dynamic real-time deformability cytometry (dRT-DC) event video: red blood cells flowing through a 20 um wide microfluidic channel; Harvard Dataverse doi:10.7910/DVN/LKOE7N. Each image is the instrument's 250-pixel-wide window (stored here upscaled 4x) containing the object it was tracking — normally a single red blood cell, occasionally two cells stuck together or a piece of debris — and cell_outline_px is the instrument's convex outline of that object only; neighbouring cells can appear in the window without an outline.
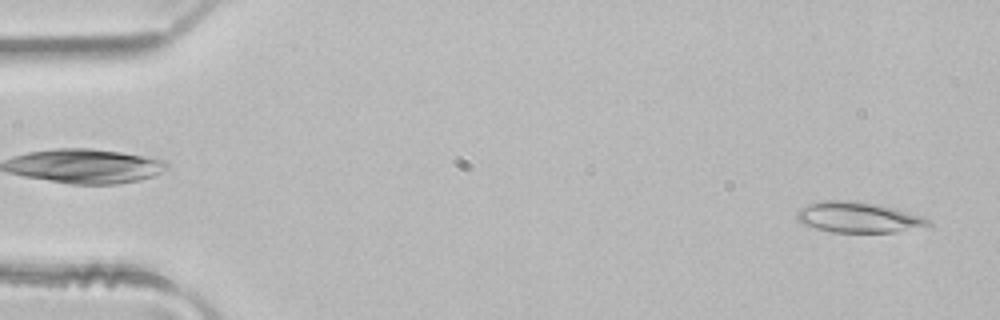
{"species": "common noctule bat (a hibernating species)", "species_latin": "Nyctalus noctula", "temperature_condition": "room temperature", "stored_images_in_passage": 47, "camera_frame_rate_fps": 3000, "um_per_image_px": 0.085, "animal": {"sex": "male", "body_mass_g": 21.5, "forearm_length_mm": 52.0}, "frame": {"image": 1, "passage_image": 1, "time_ms": 0.0, "image_size_px": [1000, 320], "cell_outline_px": [[932, 228], [896, 232], [832, 232], [816, 228], [804, 224], [796, 220], [796, 212], [800, 208], [808, 204], [820, 200], [856, 200], [880, 204], [896, 208], [924, 216], [932, 220]], "centroid_in_image_um": [73.07, 18.47], "position_along_channel_um": 11.9, "area_um2": 24.28}}
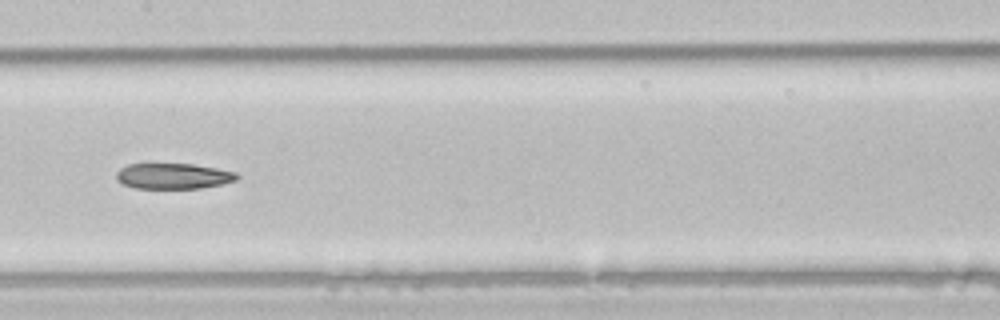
{"frame": {"image": 2, "passage_image": 23, "time_ms": 7.333, "image_size_px": [1000, 320], "cell_outline_px": [[240, 176], [236, 180], [220, 184], [200, 188], [136, 188], [124, 184], [116, 176], [116, 172], [120, 168], [128, 164], [192, 164], [216, 168], [236, 172]], "centroid_in_image_um": [14.75, 14.96], "position_along_channel_um": 192.7, "area_um2": 17.8}}
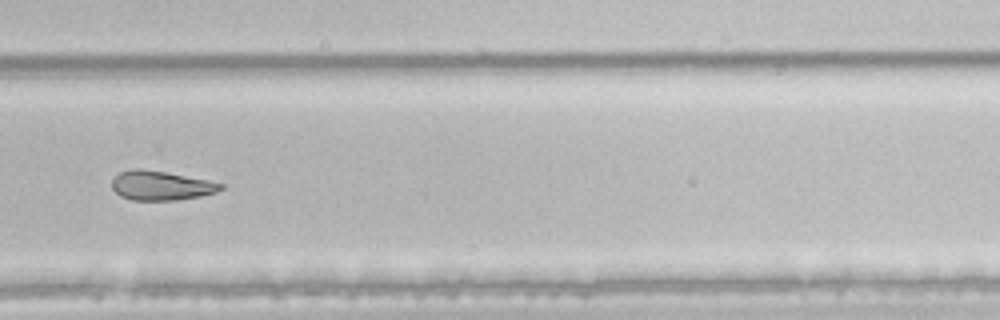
{"frame": {"image": 3, "passage_image": 32, "time_ms": 10.333, "image_size_px": [1000, 320], "cell_outline_px": [[224, 188], [216, 192], [200, 196], [176, 200], [132, 200], [120, 196], [112, 188], [112, 180], [120, 172], [132, 168], [140, 168], [164, 172], [208, 180], [224, 184]], "centroid_in_image_um": [13.67, 15.77], "position_along_channel_um": 316.1, "area_um2": 18.5}}